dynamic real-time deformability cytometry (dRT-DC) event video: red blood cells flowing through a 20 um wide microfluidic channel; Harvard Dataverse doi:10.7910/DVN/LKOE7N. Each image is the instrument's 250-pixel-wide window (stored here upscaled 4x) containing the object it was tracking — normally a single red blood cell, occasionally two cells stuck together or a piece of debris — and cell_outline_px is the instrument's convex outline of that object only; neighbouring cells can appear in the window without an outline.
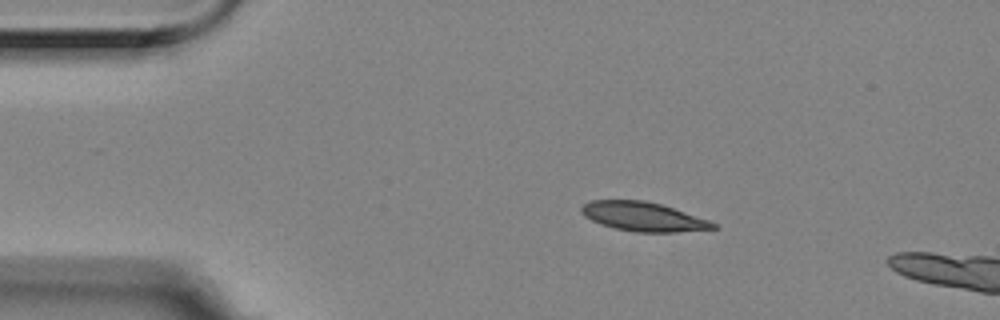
{"species": "Egyptian fruit bat (a non-hibernating species)", "species_latin": "Rousettus aegyptiacus", "temperature_condition": "room temperature", "stored_images_in_passage": 4, "camera_frame_rate_fps": 3000, "um_per_image_px": 0.085, "animal": {"sex": "female"}, "frame": {"image": 1, "passage_image": 2, "time_ms": 0.333, "image_size_px": [1000, 320], "cell_outline_px": [[720, 228], [676, 232], [636, 232], [616, 228], [600, 224], [584, 216], [580, 212], [580, 208], [584, 204], [592, 200], [644, 200], [660, 204], [708, 220], [716, 224]], "centroid_in_image_um": [54.65, 18.41], "position_along_channel_um": 30.3, "area_um2": 22.14}}